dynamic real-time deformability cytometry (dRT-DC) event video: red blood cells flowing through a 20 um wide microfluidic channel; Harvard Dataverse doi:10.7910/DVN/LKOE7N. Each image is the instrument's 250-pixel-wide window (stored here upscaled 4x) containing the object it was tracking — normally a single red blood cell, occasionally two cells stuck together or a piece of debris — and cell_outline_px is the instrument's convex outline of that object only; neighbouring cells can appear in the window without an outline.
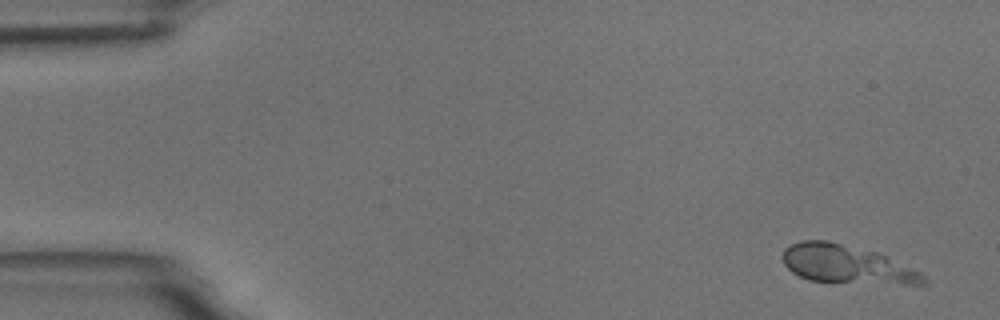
{"species": "common noctule bat (a hibernating species)", "species_latin": "Nyctalus noctula", "temperature_condition": "room temperature", "stored_images_in_passage": 5, "camera_frame_rate_fps": 3000, "um_per_image_px": 0.085, "animal": {"sex": "male", "body_mass_g": 18.8}, "frame": {"image": 1, "passage_image": 1, "time_ms": 0.0, "image_size_px": [1000, 320], "cell_outline_px": [[928, 284], [904, 284], [808, 280], [792, 272], [784, 264], [780, 256], [784, 248], [800, 240], [828, 240], [876, 252], [920, 272], [928, 280]], "centroid_in_image_um": [71.9, 22.45], "position_along_channel_um": 13.1, "area_um2": 31.15}}